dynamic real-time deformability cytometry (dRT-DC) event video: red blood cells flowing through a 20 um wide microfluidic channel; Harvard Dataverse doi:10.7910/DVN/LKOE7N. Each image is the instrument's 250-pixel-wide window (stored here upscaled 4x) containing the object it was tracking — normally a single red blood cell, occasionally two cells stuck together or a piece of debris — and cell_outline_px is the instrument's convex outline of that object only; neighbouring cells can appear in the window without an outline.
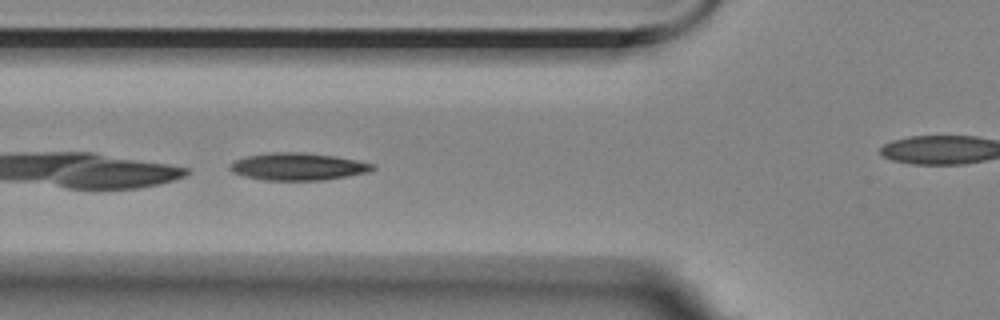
{"species": "Egyptian fruit bat (a non-hibernating species)", "species_latin": "Rousettus aegyptiacus", "temperature_condition": "room temperature", "stored_images_in_passage": 7, "camera_frame_rate_fps": 3000, "um_per_image_px": 0.085, "animal": {"sex": "female"}, "frame": {"image": 1, "passage_image": 3, "time_ms": 2.333, "image_size_px": [1000, 320], "cell_outline_px": [[376, 168], [368, 172], [348, 176], [324, 180], [264, 180], [244, 176], [232, 172], [228, 168], [236, 160], [248, 156], [272, 152], [304, 152], [332, 156], [356, 160], [372, 164]], "centroid_in_image_um": [25.32, 14.16], "position_along_channel_um": 100.5, "area_um2": 22.48}}
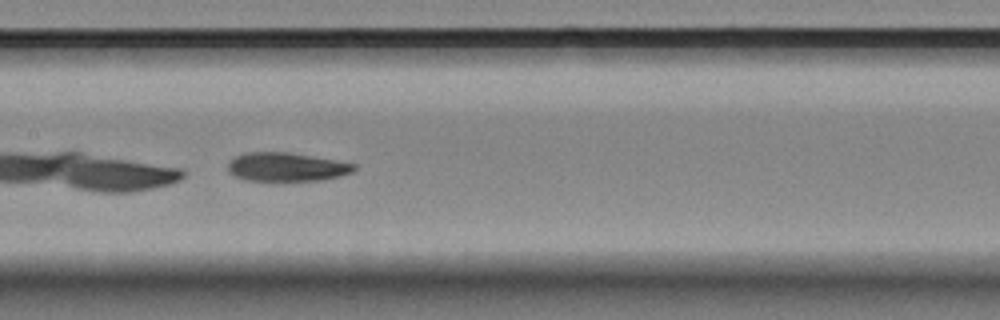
{"frame": {"image": 2, "passage_image": 5, "time_ms": 4.667, "image_size_px": [1000, 320], "cell_outline_px": [[356, 168], [352, 172], [340, 176], [320, 180], [244, 180], [228, 172], [228, 164], [236, 156], [244, 152], [288, 152], [336, 160], [356, 164]], "centroid_in_image_um": [24.35, 14.18], "position_along_channel_um": 183.0, "area_um2": 20.92}}
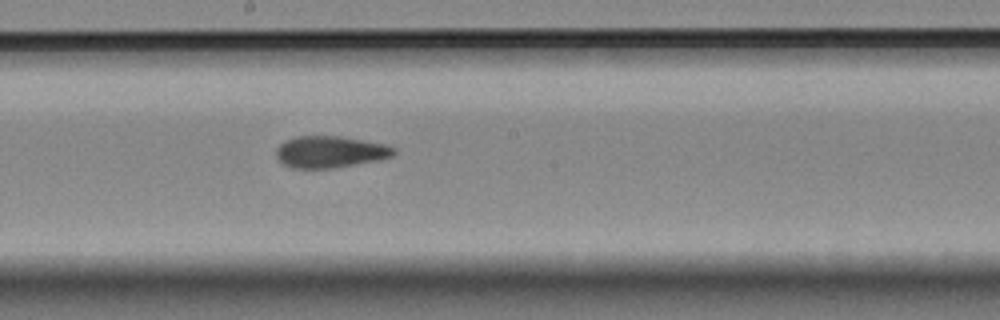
{"frame": {"image": 3, "passage_image": 7, "time_ms": 7.667, "image_size_px": [1000, 320], "cell_outline_px": [[396, 152], [392, 156], [380, 160], [332, 168], [292, 168], [284, 164], [276, 156], [276, 148], [284, 140], [296, 136], [340, 136], [384, 144], [396, 148]], "centroid_in_image_um": [28.05, 12.9], "position_along_channel_um": 220.1, "area_um2": 21.73}}